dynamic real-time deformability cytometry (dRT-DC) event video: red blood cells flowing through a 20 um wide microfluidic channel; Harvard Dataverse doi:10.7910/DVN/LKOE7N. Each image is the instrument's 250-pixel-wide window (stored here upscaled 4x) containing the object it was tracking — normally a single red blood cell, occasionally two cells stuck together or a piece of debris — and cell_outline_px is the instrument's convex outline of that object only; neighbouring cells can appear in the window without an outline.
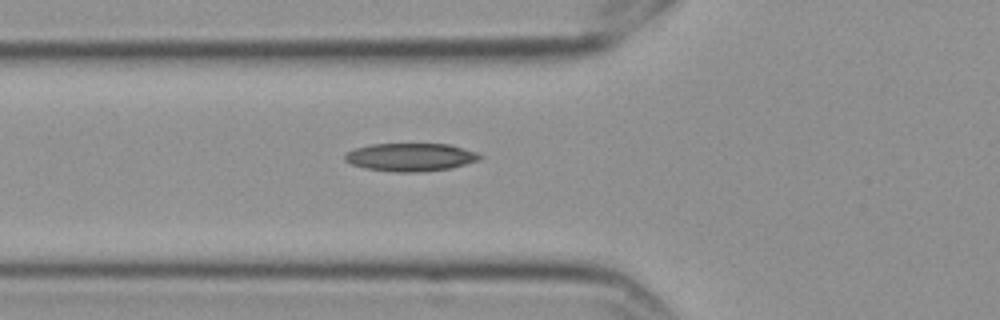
{"species": "Egyptian fruit bat (a non-hibernating species)", "species_latin": "Rousettus aegyptiacus", "temperature_condition": "cold", "stored_images_in_passage": 4, "camera_frame_rate_fps": 3000, "um_per_image_px": 0.085, "frame": {"image": 1, "passage_image": 4, "time_ms": 1.0, "image_size_px": [1000, 320], "cell_outline_px": [[484, 156], [480, 160], [452, 168], [420, 172], [396, 172], [364, 168], [352, 164], [344, 160], [344, 152], [352, 148], [372, 144], [448, 144], [464, 148], [476, 152]], "centroid_in_image_um": [34.88, 13.35], "position_along_channel_um": 90.9, "area_um2": 22.31}}